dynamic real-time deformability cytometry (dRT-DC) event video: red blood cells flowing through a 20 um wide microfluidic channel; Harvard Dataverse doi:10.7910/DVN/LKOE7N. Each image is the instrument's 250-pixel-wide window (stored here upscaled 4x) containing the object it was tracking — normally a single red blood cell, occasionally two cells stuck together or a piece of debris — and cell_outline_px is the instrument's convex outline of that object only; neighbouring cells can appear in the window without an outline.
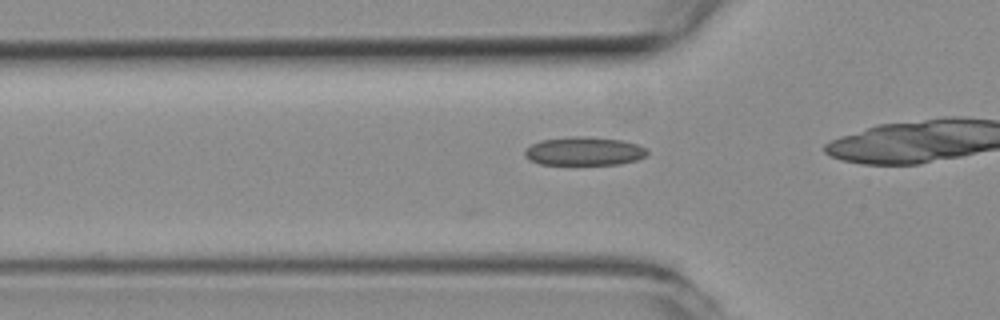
{"species": "common noctule bat (a hibernating species)", "species_latin": "Nyctalus noctula", "temperature_condition": "room temperature", "stored_images_in_passage": 26, "camera_frame_rate_fps": 3000, "um_per_image_px": 0.085, "animal": {"sex": "female", "body_mass_g": 19.3, "forearm_length_mm": 54.1}, "frame": {"image": 1, "passage_image": 2, "time_ms": 0.333, "image_size_px": [1000, 320], "cell_outline_px": [[648, 152], [644, 156], [636, 160], [620, 164], [540, 164], [528, 160], [524, 156], [524, 152], [532, 144], [540, 140], [572, 136], [584, 136], [624, 140], [648, 148]], "centroid_in_image_um": [49.65, 12.84], "position_along_channel_um": 76.2, "area_um2": 20.4}}
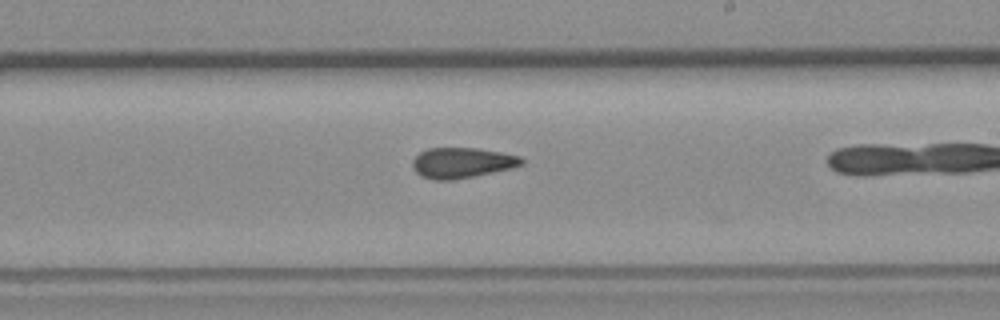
{"frame": {"image": 2, "passage_image": 15, "time_ms": 4.667, "image_size_px": [1000, 320], "cell_outline_px": [[524, 164], [512, 168], [452, 180], [432, 180], [420, 176], [412, 168], [412, 160], [420, 152], [428, 148], [476, 148], [500, 152], [520, 156], [524, 160]], "centroid_in_image_um": [39.24, 13.84], "position_along_channel_um": 249.8, "area_um2": 19.36}}
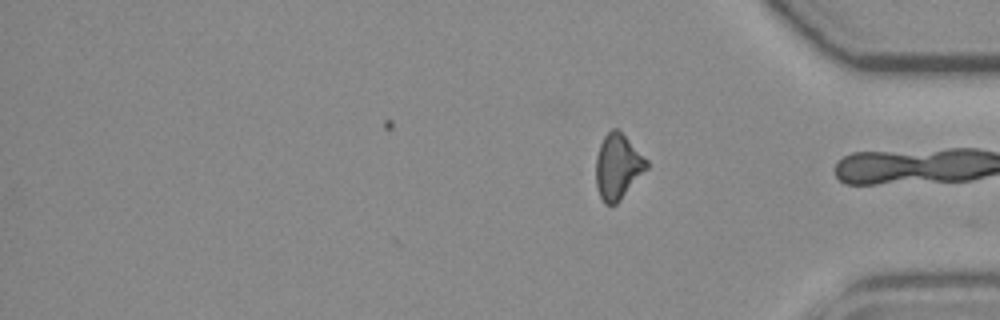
{"frame": {"image": 3, "passage_image": 26, "time_ms": 8.333, "image_size_px": [1000, 320], "cell_outline_px": [[648, 168], [620, 200], [616, 204], [604, 204], [600, 196], [596, 184], [596, 156], [600, 144], [604, 136], [612, 128], [616, 128], [648, 160]], "centroid_in_image_um": [52.5, 14.17], "position_along_channel_um": 382.7, "area_um2": 19.02}, "authors_computed_cell_mechanics": {"area_um2": 19.4497, "velocity_mm_per_s": 3.9909, "shape_relaxation_time_tau1_ms": null, "shape_relaxation_time_tau2_ms": 3.9343, "deformation_change_tau1": null, "deformation_change_tau2": 0.1128}}